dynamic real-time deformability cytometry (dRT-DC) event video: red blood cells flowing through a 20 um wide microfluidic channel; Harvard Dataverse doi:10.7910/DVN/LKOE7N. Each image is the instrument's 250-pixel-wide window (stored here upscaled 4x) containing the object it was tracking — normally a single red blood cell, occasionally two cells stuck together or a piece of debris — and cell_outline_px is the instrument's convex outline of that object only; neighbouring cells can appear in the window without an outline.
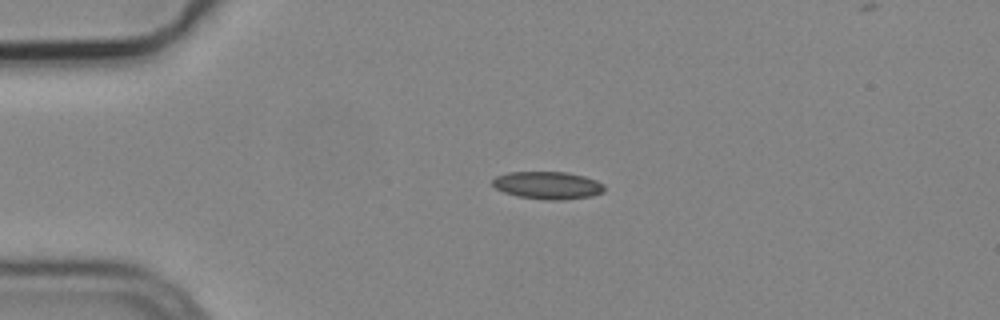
{"species": "common noctule bat (a hibernating species)", "species_latin": "Nyctalus noctula", "temperature_condition": "cold", "stored_images_in_passage": 3, "camera_frame_rate_fps": 3000, "um_per_image_px": 0.085, "animal": {"sex": "male", "body_mass_g": 19.2, "forearm_length_mm": 51.8}, "frame": {"image": 1, "passage_image": 1, "time_ms": 0.0, "image_size_px": [1000, 320], "cell_outline_px": [[604, 192], [592, 196], [564, 200], [544, 200], [516, 196], [504, 192], [496, 188], [492, 184], [492, 180], [496, 176], [508, 172], [568, 172], [584, 176], [596, 180], [604, 184]], "centroid_in_image_um": [46.57, 15.76], "position_along_channel_um": 38.4, "area_um2": 18.15}}